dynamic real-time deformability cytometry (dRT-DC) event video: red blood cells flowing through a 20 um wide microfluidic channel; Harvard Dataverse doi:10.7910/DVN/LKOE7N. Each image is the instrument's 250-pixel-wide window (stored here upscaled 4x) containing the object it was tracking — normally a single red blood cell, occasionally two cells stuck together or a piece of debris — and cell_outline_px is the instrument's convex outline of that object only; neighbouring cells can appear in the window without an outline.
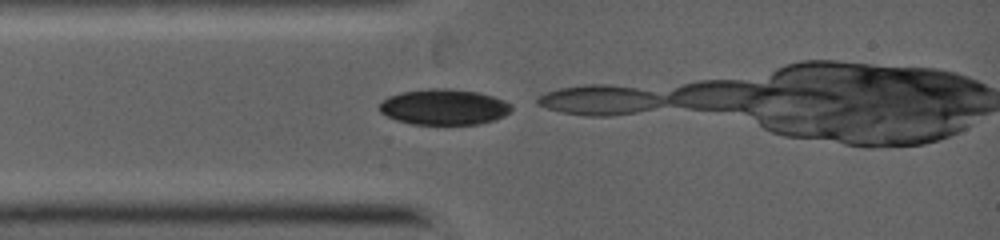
{"species": "common noctule bat (a hibernating species)", "species_latin": "Nyctalus noctula", "temperature_condition": "warm", "stored_images_in_passage": 2, "camera_frame_rate_fps": 5000, "um_per_image_px": 0.085, "animal": {"sex": "female", "body_mass_g": 19.0, "forearm_length_mm": 53.3}, "frame": {"image": 1, "passage_image": 1, "time_ms": 0.0, "image_size_px": [1000, 240], "cell_outline_px": [[512, 108], [504, 116], [492, 120], [476, 124], [412, 124], [396, 120], [380, 112], [376, 108], [388, 96], [400, 92], [432, 88], [444, 88], [476, 92], [492, 96], [504, 100], [512, 104]], "centroid_in_image_um": [37.7, 9.09], "position_along_channel_um": 47.3, "area_um2": 27.34}}